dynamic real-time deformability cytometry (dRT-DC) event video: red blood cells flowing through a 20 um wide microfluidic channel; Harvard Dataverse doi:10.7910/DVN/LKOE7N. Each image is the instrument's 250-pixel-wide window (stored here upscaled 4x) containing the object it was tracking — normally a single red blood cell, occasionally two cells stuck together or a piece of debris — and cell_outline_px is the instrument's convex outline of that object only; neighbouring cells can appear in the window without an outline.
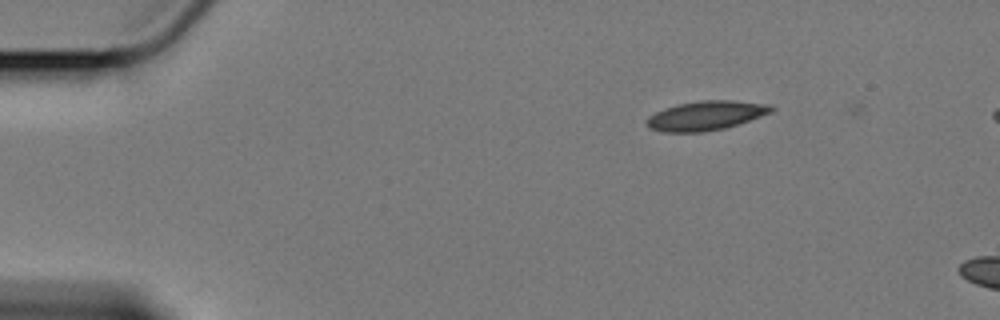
{"species": "Egyptian fruit bat (a non-hibernating species)", "species_latin": "Rousettus aegyptiacus", "temperature_condition": "cold", "stored_images_in_passage": 4, "camera_frame_rate_fps": 3000, "um_per_image_px": 0.085, "animal": {"sex": "female"}, "frame": {"image": 1, "passage_image": 1, "time_ms": 0.0, "image_size_px": [1000, 320], "cell_outline_px": [[776, 108], [772, 112], [724, 128], [704, 132], [664, 132], [648, 128], [648, 116], [664, 108], [676, 104], [700, 100], [732, 100], [768, 104]], "centroid_in_image_um": [59.99, 9.81], "position_along_channel_um": 25.0, "area_um2": 21.15}}